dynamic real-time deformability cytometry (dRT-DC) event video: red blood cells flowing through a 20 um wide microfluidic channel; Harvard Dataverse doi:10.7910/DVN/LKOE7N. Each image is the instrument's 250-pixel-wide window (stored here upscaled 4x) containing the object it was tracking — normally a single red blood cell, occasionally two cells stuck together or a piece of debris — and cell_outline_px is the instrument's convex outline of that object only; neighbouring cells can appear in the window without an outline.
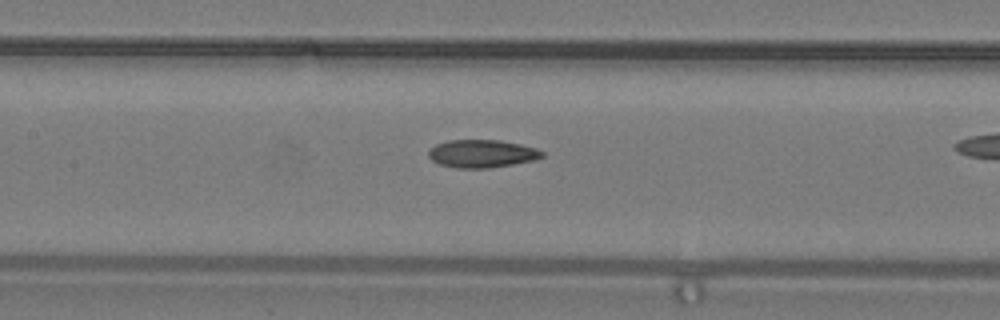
{"species": "common noctule bat (a hibernating species)", "species_latin": "Nyctalus noctula", "temperature_condition": "warm", "stored_images_in_passage": 30, "camera_frame_rate_fps": 3000, "um_per_image_px": 0.085, "animal": {"sex": "male", "body_mass_g": 19.2, "forearm_length_mm": 51.8}, "frame": {"image": 1, "passage_image": 18, "time_ms": 5.667, "image_size_px": [1000, 320], "cell_outline_px": [[544, 156], [532, 160], [512, 164], [488, 168], [456, 168], [440, 164], [432, 160], [428, 156], [428, 152], [436, 144], [448, 140], [500, 140], [520, 144], [536, 148], [544, 152]], "centroid_in_image_um": [40.96, 13.05], "position_along_channel_um": 166.4, "area_um2": 18.32}}
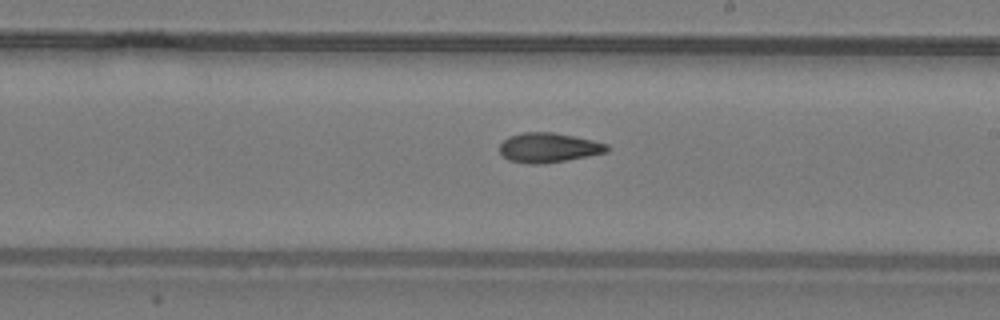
{"frame": {"image": 2, "passage_image": 22, "time_ms": 7.0, "image_size_px": [1000, 320], "cell_outline_px": [[612, 148], [608, 152], [588, 156], [540, 164], [528, 164], [508, 160], [500, 152], [500, 144], [508, 136], [524, 132], [552, 132], [592, 140], [608, 144]], "centroid_in_image_um": [46.64, 12.55], "position_along_channel_um": 242.4, "area_um2": 18.5}}